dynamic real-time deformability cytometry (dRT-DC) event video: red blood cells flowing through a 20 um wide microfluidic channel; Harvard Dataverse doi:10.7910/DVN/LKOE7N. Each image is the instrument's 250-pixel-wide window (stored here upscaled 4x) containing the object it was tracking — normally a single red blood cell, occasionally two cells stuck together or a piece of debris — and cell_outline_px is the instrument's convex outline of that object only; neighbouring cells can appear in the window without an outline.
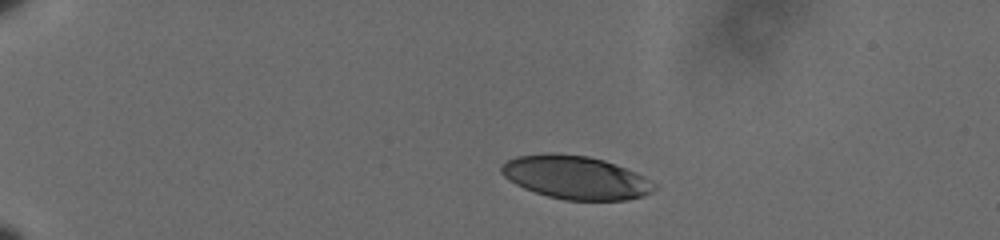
{"species": "human", "species_latin": "Homo sapiens", "temperature_condition": "cold", "stored_images_in_passage": 47, "camera_frame_rate_fps": 3000, "um_per_image_px": 0.085, "donor": {"sex": "male"}, "frame": {"image": 1, "passage_image": 1, "time_ms": 0.0, "image_size_px": [1000, 240], "cell_outline_px": [[656, 188], [652, 192], [644, 196], [628, 200], [564, 200], [548, 196], [524, 188], [516, 184], [504, 176], [500, 172], [500, 168], [508, 160], [516, 156], [544, 152], [552, 152], [588, 156], [604, 160], [616, 164], [636, 172], [644, 176], [656, 184]], "centroid_in_image_um": [48.95, 15.07], "position_along_channel_um": 36.1, "area_um2": 38.78}}
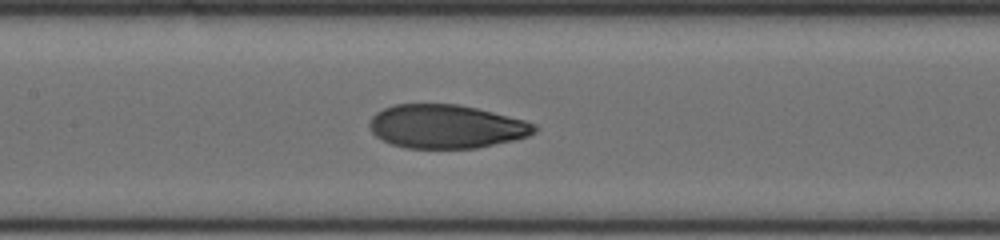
{"frame": {"image": 2, "passage_image": 19, "time_ms": 6.0, "image_size_px": [1000, 240], "cell_outline_px": [[536, 132], [528, 136], [512, 140], [476, 148], [404, 148], [392, 144], [376, 136], [372, 132], [368, 124], [372, 116], [376, 112], [384, 108], [396, 104], [456, 104], [476, 108], [524, 120], [536, 124]], "centroid_in_image_um": [37.9, 10.75], "position_along_channel_um": 169.5, "area_um2": 41.73}}
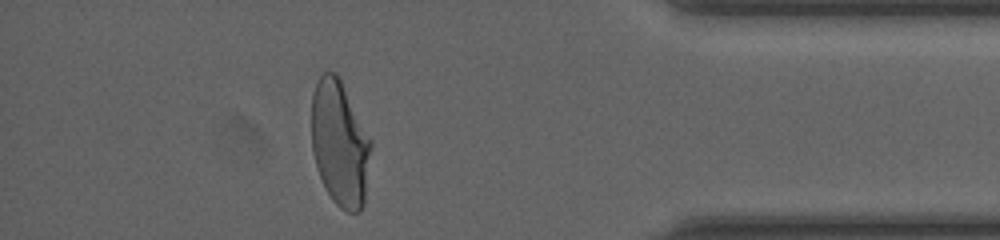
{"frame": {"image": 3, "passage_image": 41, "time_ms": 13.333, "image_size_px": [1000, 240], "cell_outline_px": [[372, 144], [364, 204], [360, 212], [348, 212], [340, 208], [332, 200], [320, 176], [312, 152], [312, 92], [320, 76], [324, 72], [336, 72], [340, 76], [372, 140]], "centroid_in_image_um": [28.9, 12.17], "position_along_channel_um": 406.3, "area_um2": 43.81}, "authors_computed_cell_mechanics": {"area_um2": 42.7142, "velocity_mm_per_s": 3.609, "shape_relaxation_time_tau1_ms": 5.2075, "shape_relaxation_time_tau2_ms": 1.148, "deformation_change_tau1": 0.1888, "deformation_change_tau2": 0.0615}}